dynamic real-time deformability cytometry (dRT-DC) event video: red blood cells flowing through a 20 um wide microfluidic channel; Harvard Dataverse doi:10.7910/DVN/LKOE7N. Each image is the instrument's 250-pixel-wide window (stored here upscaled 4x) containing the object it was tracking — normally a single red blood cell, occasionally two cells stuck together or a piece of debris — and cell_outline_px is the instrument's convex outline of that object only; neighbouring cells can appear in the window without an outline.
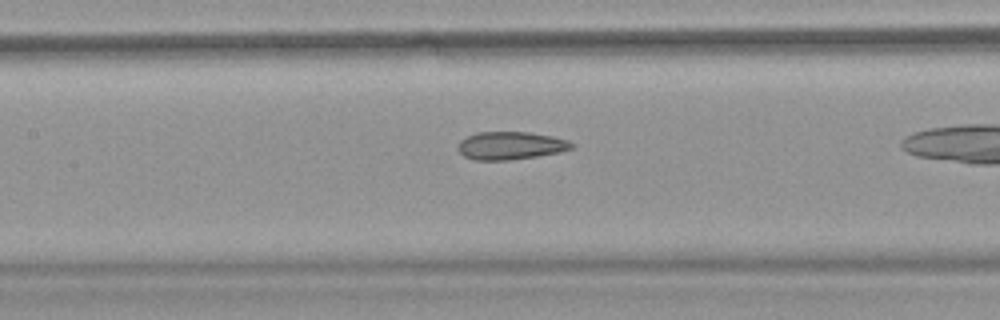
{"species": "common noctule bat (a hibernating species)", "species_latin": "Nyctalus noctula", "temperature_condition": "warm", "stored_images_in_passage": 47, "camera_frame_rate_fps": 3000, "um_per_image_px": 0.085, "animal": {"sex": "female", "body_mass_g": 18.4}, "frame": {"image": 1, "passage_image": 27, "time_ms": 8.667, "image_size_px": [1000, 320], "cell_outline_px": [[576, 144], [572, 148], [560, 152], [536, 156], [508, 160], [472, 160], [464, 156], [456, 148], [460, 140], [476, 132], [528, 132], [552, 136], [568, 140]], "centroid_in_image_um": [43.38, 12.37], "position_along_channel_um": 164.0, "area_um2": 18.55}}